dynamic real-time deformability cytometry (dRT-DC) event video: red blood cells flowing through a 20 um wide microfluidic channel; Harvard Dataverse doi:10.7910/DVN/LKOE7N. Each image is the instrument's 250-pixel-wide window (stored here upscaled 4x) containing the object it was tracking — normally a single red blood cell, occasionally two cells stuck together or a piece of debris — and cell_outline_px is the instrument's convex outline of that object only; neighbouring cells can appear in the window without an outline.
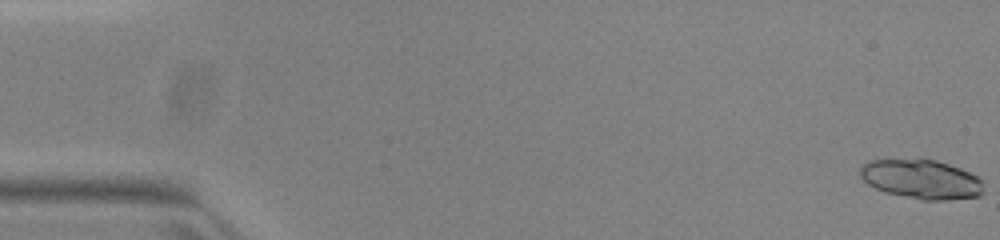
{"species": "common noctule bat (a hibernating species)", "species_latin": "Nyctalus noctula", "temperature_condition": "warm", "stored_images_in_passage": 44, "segment_of_instrument_passage": [1, 2], "camera_frame_rate_fps": 3000, "um_per_image_px": 0.085, "animal": {"sex": "female", "body_mass_g": 23.0, "forearm_length_mm": 53.4}, "frame": {"image": 1, "passage_image": 1, "time_ms": 0.0, "image_size_px": [1000, 240], "cell_outline_px": [[984, 192], [980, 196], [948, 200], [920, 200], [884, 192], [868, 184], [860, 176], [860, 164], [868, 160], [920, 156], [936, 160], [960, 168], [984, 180]], "centroid_in_image_um": [78.29, 15.19], "position_along_channel_um": 6.7, "area_um2": 29.36}}
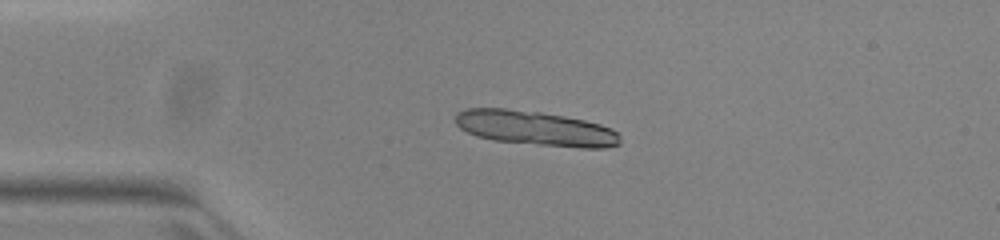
{"frame": {"image": 2, "passage_image": 13, "time_ms": 4.0, "image_size_px": [1000, 240], "cell_outline_px": [[620, 144], [604, 148], [580, 148], [492, 140], [476, 136], [460, 128], [456, 124], [456, 112], [468, 108], [504, 108], [540, 112], [564, 116], [584, 120], [600, 124], [612, 128], [620, 136]], "centroid_in_image_um": [45.52, 10.9], "position_along_channel_um": 39.5, "area_um2": 33.23}}